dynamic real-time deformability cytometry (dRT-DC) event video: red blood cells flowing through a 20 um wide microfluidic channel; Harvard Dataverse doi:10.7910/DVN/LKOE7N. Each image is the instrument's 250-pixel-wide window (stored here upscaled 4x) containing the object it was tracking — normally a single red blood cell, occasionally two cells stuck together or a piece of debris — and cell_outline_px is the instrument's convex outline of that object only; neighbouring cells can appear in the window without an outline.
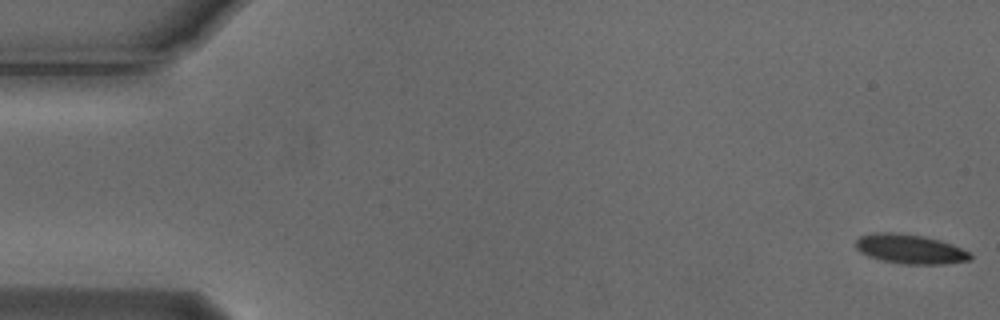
{"species": "Egyptian fruit bat (a non-hibernating species)", "species_latin": "Rousettus aegyptiacus", "temperature_condition": "cold", "stored_images_in_passage": 6, "camera_frame_rate_fps": 3000, "um_per_image_px": 0.085, "animal": {"sex": "male"}, "frame": {"image": 1, "passage_image": 1, "time_ms": 0.0, "image_size_px": [1000, 320], "cell_outline_px": [[972, 260], [944, 264], [900, 264], [880, 260], [868, 256], [860, 252], [856, 248], [856, 240], [860, 236], [872, 232], [896, 232], [924, 236], [940, 240], [952, 244], [968, 252], [972, 256]], "centroid_in_image_um": [77.33, 21.17], "position_along_channel_um": 7.7, "area_um2": 19.83}}
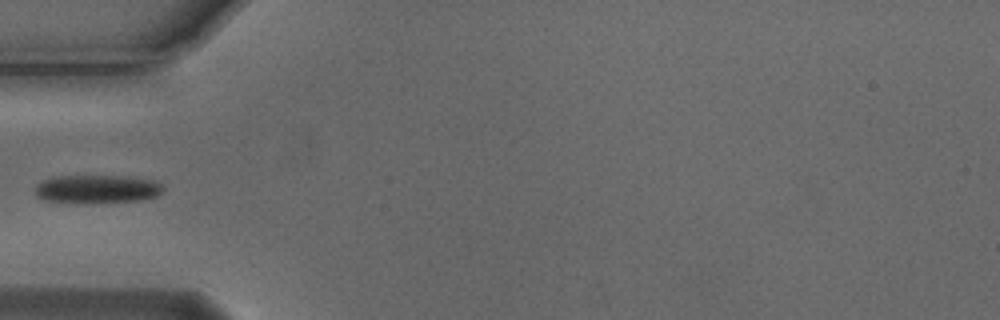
{"frame": {"image": 2, "passage_image": 5, "time_ms": 1.333, "image_size_px": [1000, 320], "cell_outline_px": [[164, 188], [156, 196], [144, 200], [44, 200], [36, 196], [36, 188], [44, 180], [56, 176], [128, 176], [152, 180], [160, 184]], "centroid_in_image_um": [8.3, 16.01], "position_along_channel_um": 76.7, "area_um2": 19.83}}
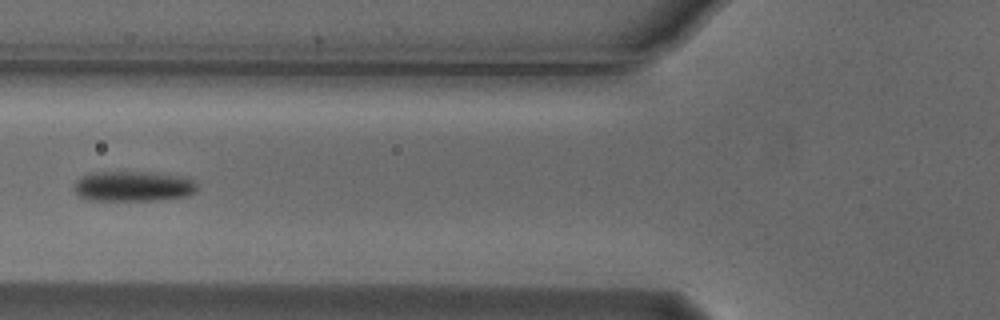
{"frame": {"image": 3, "passage_image": 6, "time_ms": 1.667, "image_size_px": [1000, 320], "cell_outline_px": [[196, 192], [188, 196], [156, 200], [88, 200], [80, 196], [76, 192], [76, 184], [84, 176], [92, 172], [148, 172], [188, 176], [196, 184]], "centroid_in_image_um": [11.41, 15.83], "position_along_channel_um": 114.4, "area_um2": 21.56}}